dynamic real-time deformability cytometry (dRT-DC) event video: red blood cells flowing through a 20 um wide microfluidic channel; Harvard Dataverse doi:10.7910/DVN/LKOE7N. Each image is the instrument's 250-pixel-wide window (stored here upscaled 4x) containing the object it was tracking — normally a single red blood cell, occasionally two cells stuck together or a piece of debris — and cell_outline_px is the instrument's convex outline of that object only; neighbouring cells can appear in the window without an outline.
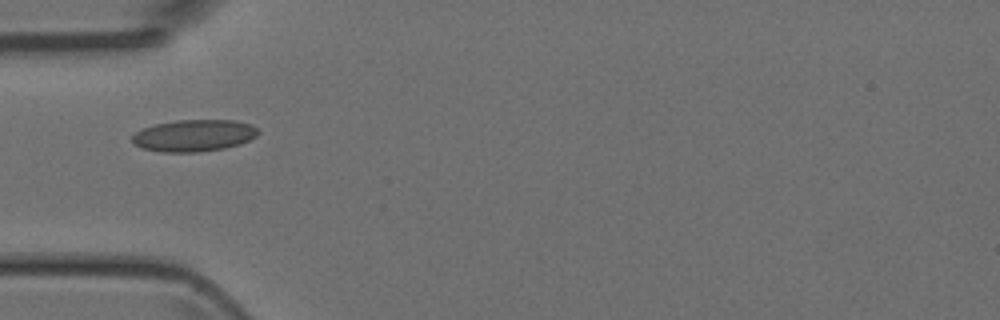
{"species": "Egyptian fruit bat (a non-hibernating species)", "species_latin": "Rousettus aegyptiacus", "temperature_condition": "room temperature", "stored_images_in_passage": 1, "camera_frame_rate_fps": 3000, "um_per_image_px": 0.085, "animal": {"sex": "female"}, "frame": {"image": 1, "passage_image": 1, "time_ms": 0.0, "image_size_px": [1000, 320], "cell_outline_px": [[260, 132], [256, 136], [240, 144], [224, 148], [196, 152], [164, 152], [140, 148], [132, 144], [132, 136], [136, 132], [144, 128], [156, 124], [176, 120], [236, 120], [252, 124]], "centroid_in_image_um": [16.48, 11.52], "position_along_channel_um": 68.5, "area_um2": 23.41}}